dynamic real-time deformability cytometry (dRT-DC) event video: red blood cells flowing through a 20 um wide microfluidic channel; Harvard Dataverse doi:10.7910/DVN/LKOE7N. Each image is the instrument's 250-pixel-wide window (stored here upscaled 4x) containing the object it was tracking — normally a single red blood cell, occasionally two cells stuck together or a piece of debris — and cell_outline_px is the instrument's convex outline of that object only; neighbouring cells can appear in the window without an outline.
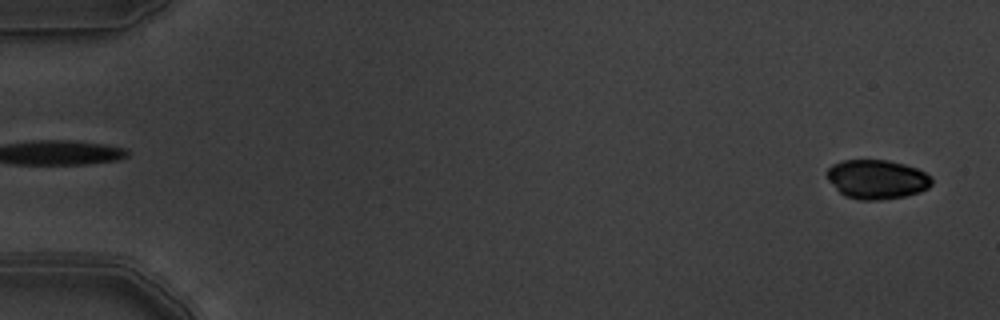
{"species": "common noctule bat (a hibernating species)", "species_latin": "Nyctalus noctula", "temperature_condition": "warm", "stored_images_in_passage": 4, "camera_frame_rate_fps": 3000, "um_per_image_px": 0.085, "animal": {"sex": "male", "body_mass_g": 19.5, "forearm_length_mm": 54.6}, "frame": {"image": 1, "passage_image": 4, "time_ms": 1.0, "image_size_px": [1000, 320], "cell_outline_px": [[932, 184], [928, 188], [920, 192], [904, 196], [876, 200], [860, 200], [844, 196], [828, 180], [828, 168], [832, 164], [844, 160], [888, 160], [904, 164], [916, 168], [924, 172], [932, 180]], "centroid_in_image_um": [74.53, 15.24], "position_along_channel_um": 10.5, "area_um2": 23.76}}